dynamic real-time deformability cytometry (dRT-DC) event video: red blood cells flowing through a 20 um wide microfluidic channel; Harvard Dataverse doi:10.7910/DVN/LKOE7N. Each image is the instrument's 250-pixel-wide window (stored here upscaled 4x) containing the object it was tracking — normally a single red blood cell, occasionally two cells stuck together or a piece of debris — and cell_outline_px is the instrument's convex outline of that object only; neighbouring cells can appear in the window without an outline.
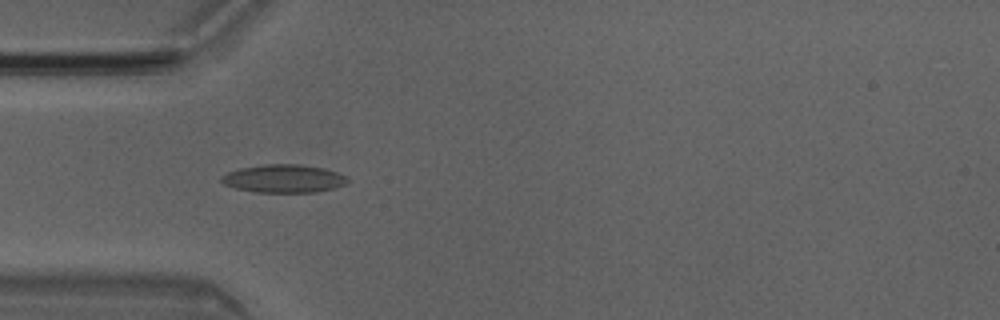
{"species": "Egyptian fruit bat (a non-hibernating species)", "species_latin": "Rousettus aegyptiacus", "temperature_condition": "room temperature", "stored_images_in_passage": 6, "camera_frame_rate_fps": 3000, "um_per_image_px": 0.085, "animal": {"sex": "male"}, "frame": {"image": 1, "passage_image": 3, "time_ms": 0.667, "image_size_px": [1000, 320], "cell_outline_px": [[348, 180], [344, 184], [332, 188], [316, 192], [256, 192], [236, 188], [224, 184], [220, 180], [220, 176], [228, 172], [240, 168], [264, 164], [300, 164], [324, 168], [348, 176]], "centroid_in_image_um": [24.1, 15.17], "position_along_channel_um": 60.9, "area_um2": 20.58}}
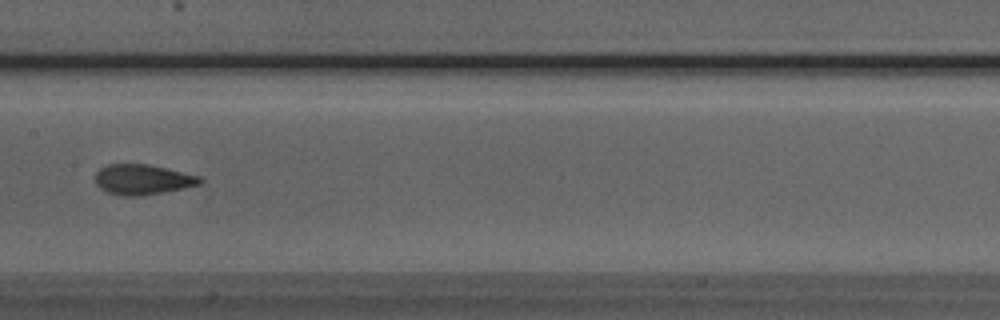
{"frame": {"image": 2, "passage_image": 6, "time_ms": 1.667, "image_size_px": [1000, 320], "cell_outline_px": [[204, 180], [200, 184], [160, 192], [136, 196], [124, 196], [108, 192], [100, 188], [96, 184], [96, 172], [100, 168], [108, 164], [148, 164], [200, 176]], "centroid_in_image_um": [12.1, 15.24], "position_along_channel_um": 195.3, "area_um2": 18.09}}